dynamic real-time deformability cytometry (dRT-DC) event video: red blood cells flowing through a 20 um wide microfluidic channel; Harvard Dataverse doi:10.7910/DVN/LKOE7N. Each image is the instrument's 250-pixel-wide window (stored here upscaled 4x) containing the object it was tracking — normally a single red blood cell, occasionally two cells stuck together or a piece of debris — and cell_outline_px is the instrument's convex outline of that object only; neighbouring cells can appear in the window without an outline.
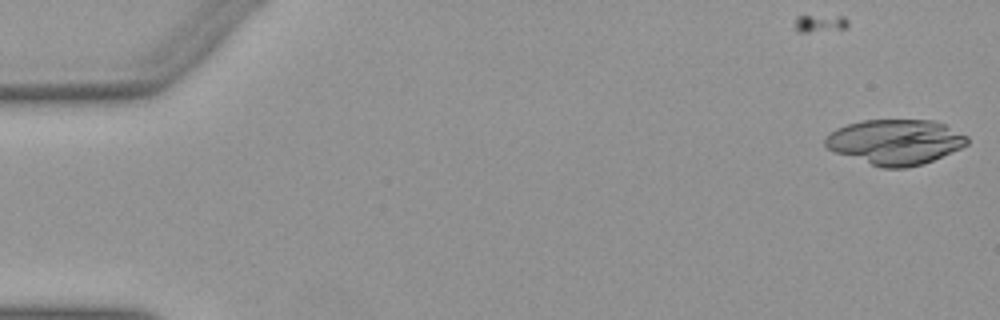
{"species": "Egyptian fruit bat (a non-hibernating species)", "species_latin": "Rousettus aegyptiacus", "temperature_condition": "warm", "stored_images_in_passage": 17, "camera_frame_rate_fps": 3000, "um_per_image_px": 0.085, "animal": {"sex": "female"}, "frame": {"image": 1, "passage_image": 1, "time_ms": 0.0, "image_size_px": [1000, 320], "cell_outline_px": [[968, 144], [960, 148], [924, 164], [904, 168], [880, 168], [836, 152], [828, 148], [824, 144], [824, 140], [836, 128], [848, 124], [864, 120], [932, 120], [944, 124], [968, 136]], "centroid_in_image_um": [76.12, 12.07], "position_along_channel_um": 8.9, "area_um2": 37.17}}